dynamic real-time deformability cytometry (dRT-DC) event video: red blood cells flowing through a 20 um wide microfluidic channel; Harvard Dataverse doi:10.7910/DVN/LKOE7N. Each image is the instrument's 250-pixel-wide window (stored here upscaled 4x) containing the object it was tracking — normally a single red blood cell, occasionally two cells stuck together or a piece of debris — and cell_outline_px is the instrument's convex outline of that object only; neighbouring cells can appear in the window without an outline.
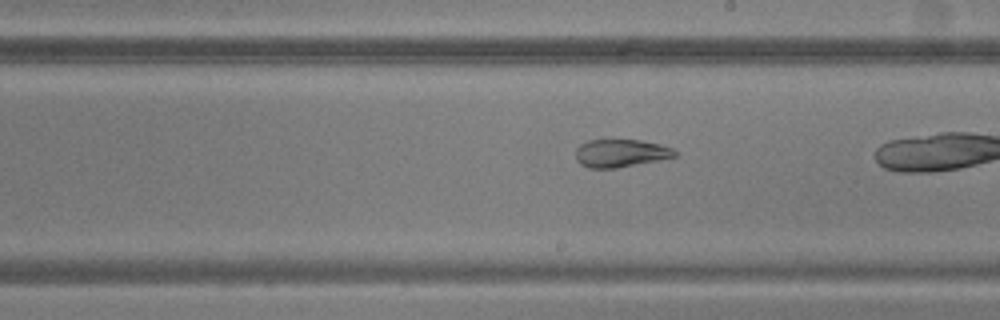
{"species": "common noctule bat (a hibernating species)", "species_latin": "Nyctalus noctula", "temperature_condition": "warm", "stored_images_in_passage": 21, "camera_frame_rate_fps": 3000, "um_per_image_px": 0.085, "animal": {"sex": "male", "body_mass_g": 20.5, "forearm_length_mm": 52.5}, "frame": {"image": 1, "passage_image": 12, "time_ms": 3.667, "image_size_px": [1000, 320], "cell_outline_px": [[676, 156], [660, 160], [616, 168], [588, 168], [580, 164], [576, 160], [576, 148], [580, 144], [588, 140], [640, 140], [660, 144], [672, 148], [676, 152]], "centroid_in_image_um": [52.74, 13.02], "position_along_channel_um": 236.3, "area_um2": 16.13}}